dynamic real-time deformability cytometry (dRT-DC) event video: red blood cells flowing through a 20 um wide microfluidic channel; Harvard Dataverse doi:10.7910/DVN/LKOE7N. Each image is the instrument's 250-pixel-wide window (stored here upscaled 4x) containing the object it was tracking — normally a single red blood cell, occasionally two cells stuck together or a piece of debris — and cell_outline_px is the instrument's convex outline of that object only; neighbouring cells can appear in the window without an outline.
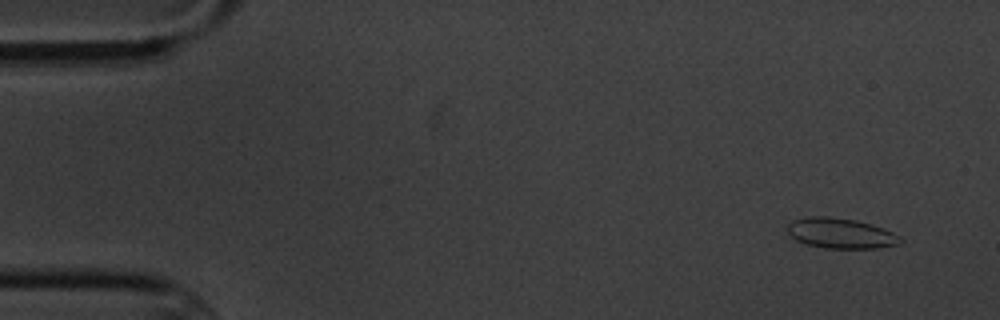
{"species": "common noctule bat (a hibernating species)", "species_latin": "Nyctalus noctula", "temperature_condition": "cold", "stored_images_in_passage": 8, "camera_frame_rate_fps": 3000, "um_per_image_px": 0.085, "animal": {"sex": "male", "body_mass_g": 20.1, "forearm_length_mm": 53.5}, "frame": {"image": 1, "passage_image": 1, "time_ms": 0.0, "image_size_px": [1000, 320], "cell_outline_px": [[904, 240], [900, 244], [880, 248], [824, 248], [808, 244], [796, 240], [788, 232], [788, 224], [792, 220], [808, 216], [828, 216], [856, 220], [872, 224], [892, 232], [900, 236]], "centroid_in_image_um": [71.49, 19.82], "position_along_channel_um": 13.5, "area_um2": 20.0}}
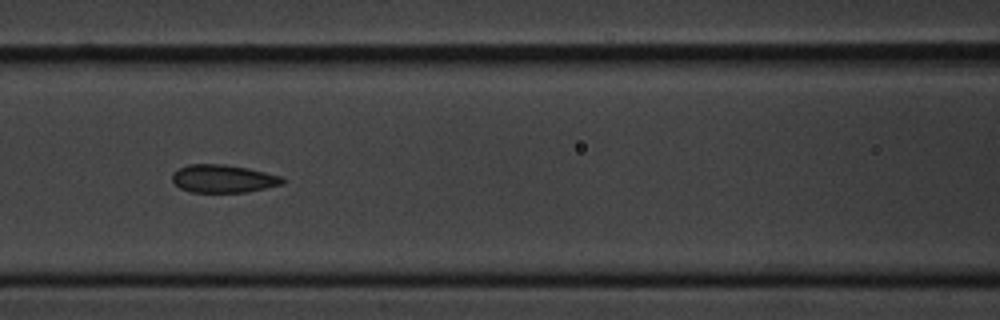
{"frame": {"image": 2, "passage_image": 6, "time_ms": 7.0, "image_size_px": [1000, 320], "cell_outline_px": [[284, 184], [244, 192], [192, 192], [180, 188], [172, 180], [172, 172], [188, 164], [224, 164], [248, 168], [284, 176]], "centroid_in_image_um": [18.99, 15.18], "position_along_channel_um": 147.6, "area_um2": 17.98}}
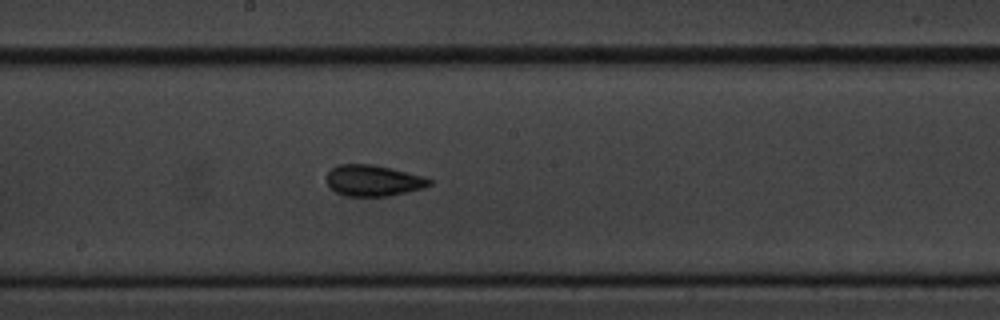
{"frame": {"image": 3, "passage_image": 8, "time_ms": 9.0, "image_size_px": [1000, 320], "cell_outline_px": [[432, 184], [424, 188], [408, 192], [388, 196], [344, 196], [336, 192], [328, 184], [328, 172], [332, 168], [340, 164], [372, 164], [392, 168], [424, 176], [432, 180]], "centroid_in_image_um": [31.77, 15.35], "position_along_channel_um": 216.4, "area_um2": 18.67}}